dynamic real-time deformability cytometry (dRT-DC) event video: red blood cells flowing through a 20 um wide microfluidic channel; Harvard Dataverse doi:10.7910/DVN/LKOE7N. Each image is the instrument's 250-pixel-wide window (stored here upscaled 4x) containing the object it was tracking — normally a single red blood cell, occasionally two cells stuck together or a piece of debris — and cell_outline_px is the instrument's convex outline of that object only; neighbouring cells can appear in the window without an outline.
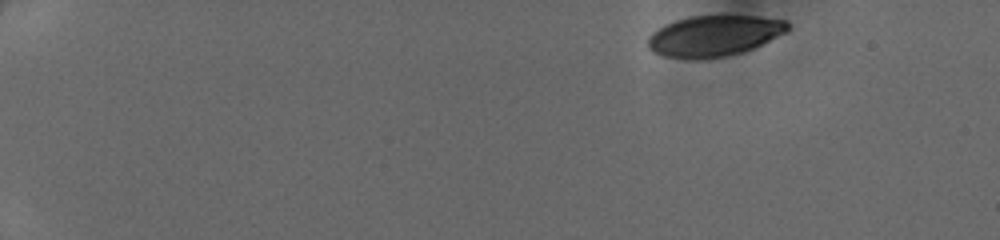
{"species": "human", "species_latin": "Homo sapiens", "temperature_condition": "cold", "stored_images_in_passage": 43, "camera_frame_rate_fps": 3000, "um_per_image_px": 0.085, "donor": {"sex": "female"}, "frame": {"image": 1, "passage_image": 1, "time_ms": 0.0, "image_size_px": [1000, 240], "cell_outline_px": [[792, 28], [788, 32], [744, 52], [724, 56], [696, 60], [692, 60], [664, 56], [648, 48], [648, 36], [652, 32], [676, 20], [688, 16], [756, 16], [788, 20]], "centroid_in_image_um": [60.75, 3.05], "position_along_channel_um": 24.2, "area_um2": 33.47}}
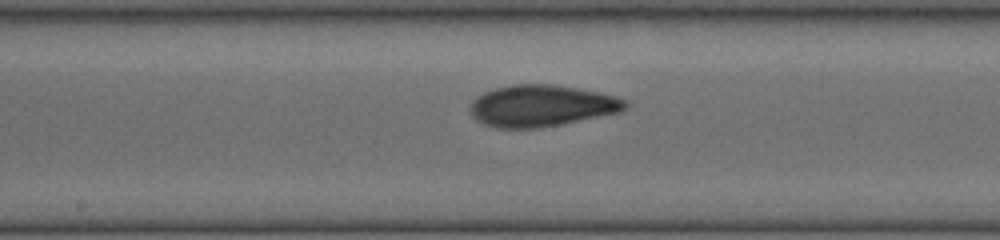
{"frame": {"image": 2, "passage_image": 23, "time_ms": 7.333, "image_size_px": [1000, 240], "cell_outline_px": [[628, 108], [620, 112], [560, 124], [536, 128], [496, 128], [484, 124], [476, 120], [472, 116], [472, 104], [476, 96], [484, 92], [496, 88], [512, 84], [552, 84], [600, 92], [616, 96], [628, 100]], "centroid_in_image_um": [46.06, 8.98], "position_along_channel_um": 202.1, "area_um2": 37.51}}
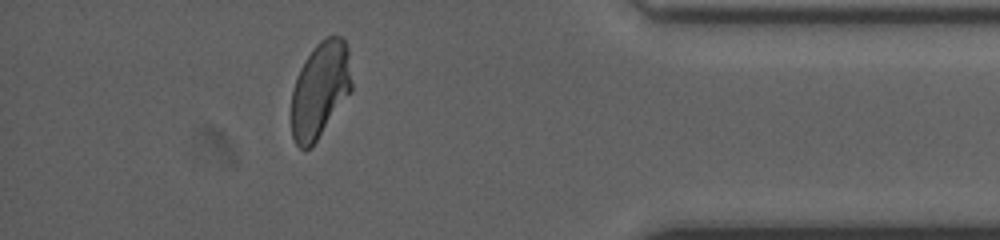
{"frame": {"image": 3, "passage_image": 39, "time_ms": 12.667, "image_size_px": [1000, 240], "cell_outline_px": [[352, 88], [316, 140], [308, 148], [300, 148], [296, 144], [292, 136], [292, 92], [300, 68], [304, 60], [312, 48], [320, 40], [328, 36], [344, 36], [348, 48], [352, 84]], "centroid_in_image_um": [27.21, 7.56], "position_along_channel_um": 408.0, "area_um2": 33.18}}